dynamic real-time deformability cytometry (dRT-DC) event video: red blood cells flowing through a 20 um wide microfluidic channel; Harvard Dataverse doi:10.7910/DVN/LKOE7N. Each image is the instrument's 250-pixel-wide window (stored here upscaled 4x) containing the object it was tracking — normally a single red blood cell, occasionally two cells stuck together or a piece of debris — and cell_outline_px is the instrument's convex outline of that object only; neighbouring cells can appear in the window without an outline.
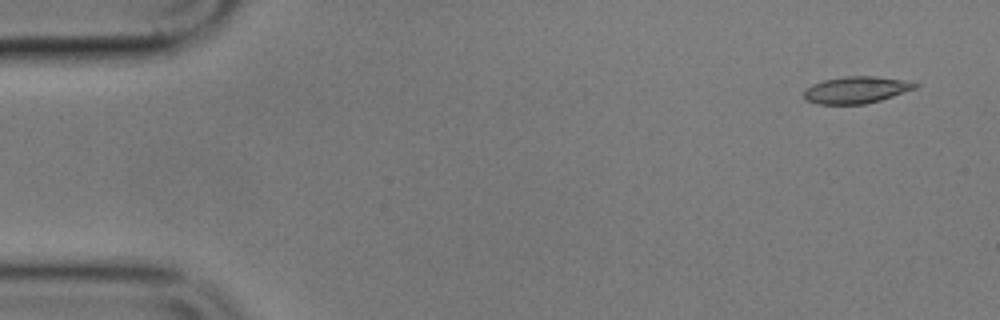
{"species": "common noctule bat (a hibernating species)", "species_latin": "Nyctalus noctula", "temperature_condition": "cold", "stored_images_in_passage": 7, "camera_frame_rate_fps": 3000, "um_per_image_px": 0.085, "animal": {"sex": "male", "body_mass_g": 17.9}, "frame": {"image": 1, "passage_image": 1, "time_ms": 0.0, "image_size_px": [1000, 320], "cell_outline_px": [[920, 84], [916, 88], [880, 100], [864, 104], [816, 104], [804, 100], [804, 92], [812, 84], [824, 80], [848, 76], [876, 76], [900, 80]], "centroid_in_image_um": [72.74, 7.65], "position_along_channel_um": 12.3, "area_um2": 17.17}}
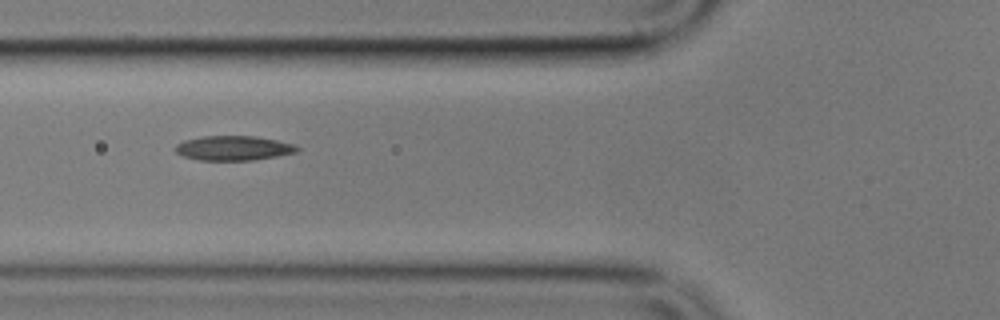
{"frame": {"image": 2, "passage_image": 6, "time_ms": 6.0, "image_size_px": [1000, 320], "cell_outline_px": [[300, 148], [296, 152], [276, 156], [252, 160], [200, 160], [184, 156], [176, 152], [176, 144], [184, 140], [204, 136], [256, 136], [296, 144]], "centroid_in_image_um": [19.87, 12.58], "position_along_channel_um": 105.9, "area_um2": 17.34}}
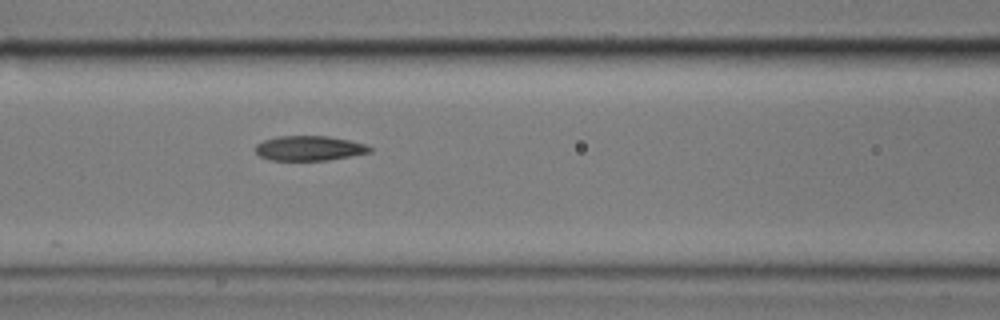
{"frame": {"image": 3, "passage_image": 7, "time_ms": 7.0, "image_size_px": [1000, 320], "cell_outline_px": [[372, 152], [352, 156], [328, 160], [272, 160], [260, 156], [256, 152], [256, 144], [264, 140], [276, 136], [328, 136], [348, 140], [364, 144], [372, 148]], "centroid_in_image_um": [26.29, 12.6], "position_along_channel_um": 140.3, "area_um2": 16.47}}